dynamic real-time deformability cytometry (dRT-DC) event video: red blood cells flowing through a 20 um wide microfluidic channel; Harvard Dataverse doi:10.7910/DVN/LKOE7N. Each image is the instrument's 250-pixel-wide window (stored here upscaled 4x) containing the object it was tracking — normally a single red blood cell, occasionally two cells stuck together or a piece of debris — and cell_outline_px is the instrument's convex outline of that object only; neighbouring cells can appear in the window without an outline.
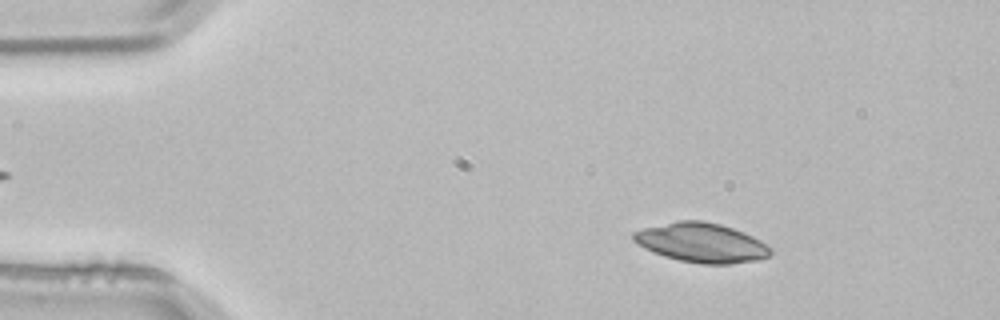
{"species": "common noctule bat (a hibernating species)", "species_latin": "Nyctalus noctula", "temperature_condition": "room temperature", "stored_images_in_passage": 52, "camera_frame_rate_fps": 3000, "um_per_image_px": 0.085, "animal": {"sex": "male", "body_mass_g": 21.5, "forearm_length_mm": 52.0}, "frame": {"image": 1, "passage_image": 7, "time_ms": 2.0, "image_size_px": [1000, 320], "cell_outline_px": [[772, 252], [768, 256], [760, 260], [732, 264], [704, 264], [680, 260], [664, 256], [644, 248], [632, 240], [632, 232], [644, 228], [680, 220], [700, 220], [720, 224], [744, 232], [760, 240], [772, 248]], "centroid_in_image_um": [59.64, 20.63], "position_along_channel_um": 25.4, "area_um2": 31.44}}
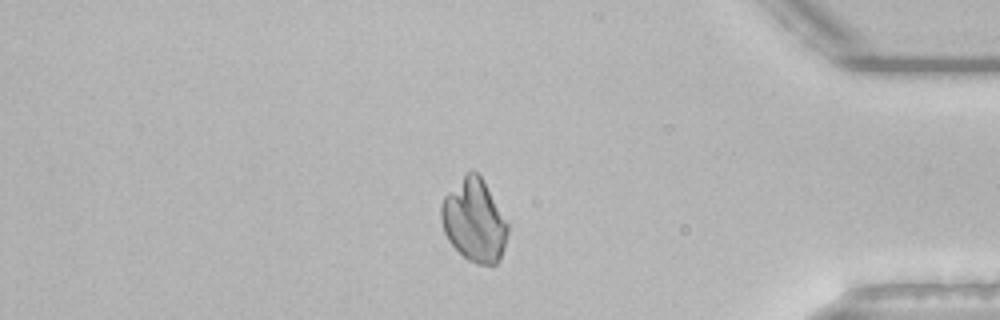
{"frame": {"image": 2, "passage_image": 44, "time_ms": 14.333, "image_size_px": [1000, 320], "cell_outline_px": [[508, 232], [500, 260], [496, 264], [476, 264], [468, 260], [448, 240], [444, 232], [440, 220], [440, 204], [444, 196], [472, 168], [480, 176], [508, 224]], "centroid_in_image_um": [40.28, 18.77], "position_along_channel_um": 394.9, "area_um2": 31.56}}
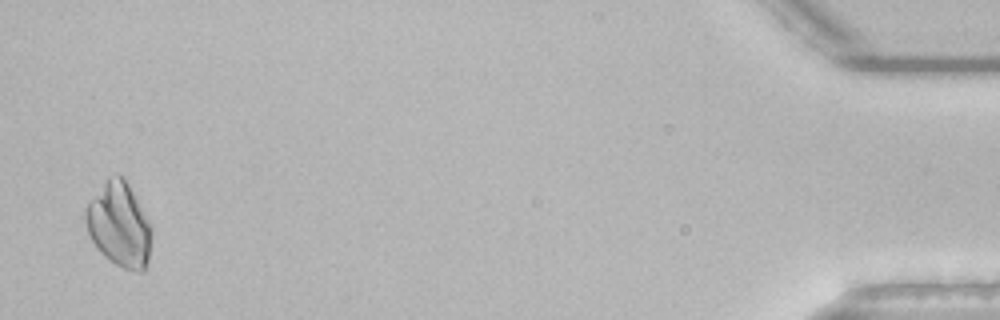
{"frame": {"image": 3, "passage_image": 51, "time_ms": 16.667, "image_size_px": [1000, 320], "cell_outline_px": [[152, 232], [148, 260], [144, 272], [136, 272], [124, 268], [108, 260], [96, 248], [88, 236], [84, 220], [84, 208], [88, 200], [104, 180], [108, 176], [116, 172], [124, 176], [152, 224]], "centroid_in_image_um": [10.11, 19.06], "position_along_channel_um": 425.1, "area_um2": 33.47}}